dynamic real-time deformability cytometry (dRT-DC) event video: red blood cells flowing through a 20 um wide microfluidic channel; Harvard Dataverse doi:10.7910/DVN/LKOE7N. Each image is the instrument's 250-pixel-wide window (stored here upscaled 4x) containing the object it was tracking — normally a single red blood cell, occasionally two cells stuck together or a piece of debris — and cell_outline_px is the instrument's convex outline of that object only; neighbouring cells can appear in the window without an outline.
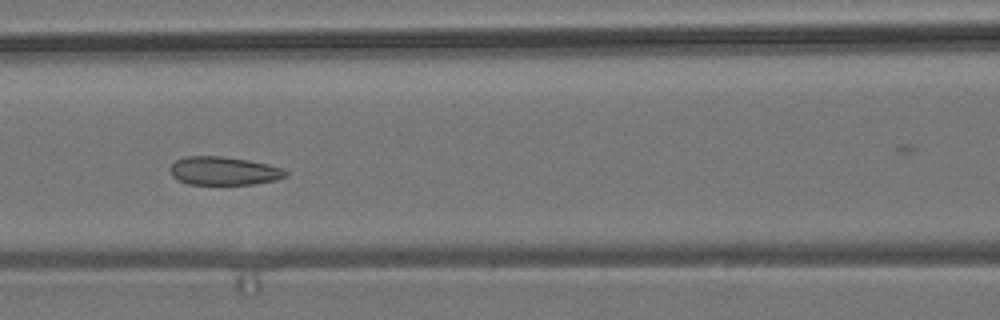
{"species": "common noctule bat (a hibernating species)", "species_latin": "Nyctalus noctula", "temperature_condition": "room temperature", "stored_images_in_passage": 8, "camera_frame_rate_fps": 3000, "um_per_image_px": 0.085, "animal": {"sex": "male", "body_mass_g": 19.2, "forearm_length_mm": 51.8}, "frame": {"image": 1, "passage_image": 7, "time_ms": 7.0, "image_size_px": [1000, 320], "cell_outline_px": [[288, 176], [276, 180], [252, 184], [188, 184], [172, 176], [168, 168], [176, 160], [188, 156], [224, 156], [248, 160], [268, 164], [284, 168], [288, 172]], "centroid_in_image_um": [19.05, 14.52], "position_along_channel_um": 147.6, "area_um2": 19.19}}
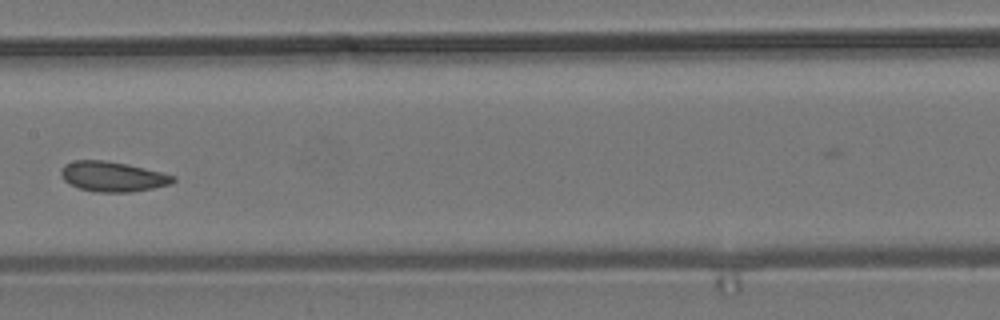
{"frame": {"image": 2, "passage_image": 8, "time_ms": 8.333, "image_size_px": [1000, 320], "cell_outline_px": [[176, 180], [168, 184], [152, 188], [132, 192], [96, 192], [80, 188], [64, 180], [60, 176], [60, 172], [64, 164], [76, 160], [104, 160], [128, 164], [176, 176]], "centroid_in_image_um": [9.56, 15.0], "position_along_channel_um": 197.8, "area_um2": 19.48}}